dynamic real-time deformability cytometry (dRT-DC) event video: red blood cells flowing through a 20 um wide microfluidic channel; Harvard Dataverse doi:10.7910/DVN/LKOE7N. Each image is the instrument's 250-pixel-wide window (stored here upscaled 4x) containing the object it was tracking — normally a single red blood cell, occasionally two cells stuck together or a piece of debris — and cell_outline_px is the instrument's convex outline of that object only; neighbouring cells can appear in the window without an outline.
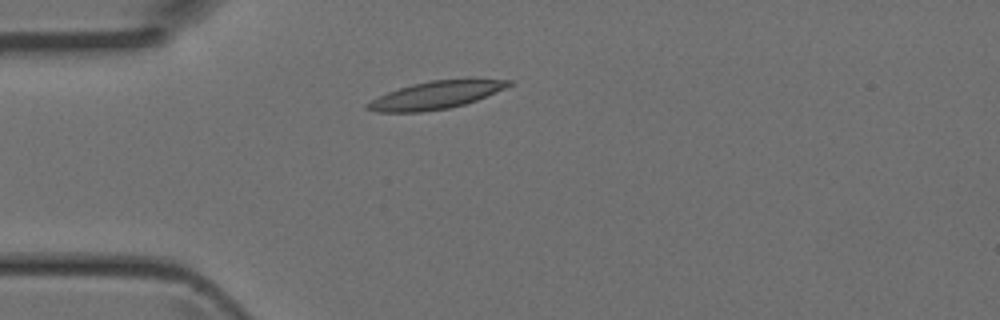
{"species": "Egyptian fruit bat (a non-hibernating species)", "species_latin": "Rousettus aegyptiacus", "temperature_condition": "room temperature", "stored_images_in_passage": 1, "camera_frame_rate_fps": 3000, "um_per_image_px": 0.085, "animal": {"sex": "female"}, "frame": {"image": 1, "passage_image": 1, "time_ms": 0.0, "image_size_px": [1000, 320], "cell_outline_px": [[516, 84], [476, 100], [464, 104], [448, 108], [420, 112], [376, 112], [364, 108], [364, 104], [388, 92], [412, 84], [432, 80], [516, 80]], "centroid_in_image_um": [37.04, 8.09], "position_along_channel_um": 48.0, "area_um2": 22.43}}